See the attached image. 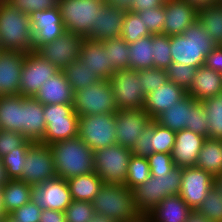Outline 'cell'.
I'll return each instance as SVG.
<instances>
[{"mask_svg":"<svg viewBox=\"0 0 222 222\" xmlns=\"http://www.w3.org/2000/svg\"><path fill=\"white\" fill-rule=\"evenodd\" d=\"M57 177L65 180L95 172L93 151L77 136L49 145Z\"/></svg>","mask_w":222,"mask_h":222,"instance_id":"cell-1","label":"cell"},{"mask_svg":"<svg viewBox=\"0 0 222 222\" xmlns=\"http://www.w3.org/2000/svg\"><path fill=\"white\" fill-rule=\"evenodd\" d=\"M170 46L172 63L198 68L217 45L197 20L183 34L170 36Z\"/></svg>","mask_w":222,"mask_h":222,"instance_id":"cell-2","label":"cell"},{"mask_svg":"<svg viewBox=\"0 0 222 222\" xmlns=\"http://www.w3.org/2000/svg\"><path fill=\"white\" fill-rule=\"evenodd\" d=\"M182 168L175 166L167 173H151L150 178L132 190L136 209L148 215L167 196L179 195Z\"/></svg>","mask_w":222,"mask_h":222,"instance_id":"cell-3","label":"cell"},{"mask_svg":"<svg viewBox=\"0 0 222 222\" xmlns=\"http://www.w3.org/2000/svg\"><path fill=\"white\" fill-rule=\"evenodd\" d=\"M0 45L2 50L29 53L34 50L29 16L0 0Z\"/></svg>","mask_w":222,"mask_h":222,"instance_id":"cell-4","label":"cell"},{"mask_svg":"<svg viewBox=\"0 0 222 222\" xmlns=\"http://www.w3.org/2000/svg\"><path fill=\"white\" fill-rule=\"evenodd\" d=\"M95 213L118 222H126L140 215L136 209L132 190L125 185L103 184L92 201Z\"/></svg>","mask_w":222,"mask_h":222,"instance_id":"cell-5","label":"cell"},{"mask_svg":"<svg viewBox=\"0 0 222 222\" xmlns=\"http://www.w3.org/2000/svg\"><path fill=\"white\" fill-rule=\"evenodd\" d=\"M104 4L102 0H58L57 7L65 30L88 39Z\"/></svg>","mask_w":222,"mask_h":222,"instance_id":"cell-6","label":"cell"},{"mask_svg":"<svg viewBox=\"0 0 222 222\" xmlns=\"http://www.w3.org/2000/svg\"><path fill=\"white\" fill-rule=\"evenodd\" d=\"M43 115L46 131L41 144L51 145L78 136L79 116L74 111L73 104H46Z\"/></svg>","mask_w":222,"mask_h":222,"instance_id":"cell-7","label":"cell"},{"mask_svg":"<svg viewBox=\"0 0 222 222\" xmlns=\"http://www.w3.org/2000/svg\"><path fill=\"white\" fill-rule=\"evenodd\" d=\"M131 155V149L117 143L97 149L93 151L95 173L104 184L124 185Z\"/></svg>","mask_w":222,"mask_h":222,"instance_id":"cell-8","label":"cell"},{"mask_svg":"<svg viewBox=\"0 0 222 222\" xmlns=\"http://www.w3.org/2000/svg\"><path fill=\"white\" fill-rule=\"evenodd\" d=\"M74 111L78 116L115 114L118 107L109 80H100L74 93Z\"/></svg>","mask_w":222,"mask_h":222,"instance_id":"cell-9","label":"cell"},{"mask_svg":"<svg viewBox=\"0 0 222 222\" xmlns=\"http://www.w3.org/2000/svg\"><path fill=\"white\" fill-rule=\"evenodd\" d=\"M78 137L92 151L116 144L115 114L79 116Z\"/></svg>","mask_w":222,"mask_h":222,"instance_id":"cell-10","label":"cell"},{"mask_svg":"<svg viewBox=\"0 0 222 222\" xmlns=\"http://www.w3.org/2000/svg\"><path fill=\"white\" fill-rule=\"evenodd\" d=\"M109 82L118 110L143 109L146 95L141 88L138 70H116Z\"/></svg>","mask_w":222,"mask_h":222,"instance_id":"cell-11","label":"cell"},{"mask_svg":"<svg viewBox=\"0 0 222 222\" xmlns=\"http://www.w3.org/2000/svg\"><path fill=\"white\" fill-rule=\"evenodd\" d=\"M59 70L36 51L26 53L22 67L19 95L34 97L44 82Z\"/></svg>","mask_w":222,"mask_h":222,"instance_id":"cell-12","label":"cell"},{"mask_svg":"<svg viewBox=\"0 0 222 222\" xmlns=\"http://www.w3.org/2000/svg\"><path fill=\"white\" fill-rule=\"evenodd\" d=\"M55 177L53 154L49 145L33 143L27 151L22 175L18 179L34 186Z\"/></svg>","mask_w":222,"mask_h":222,"instance_id":"cell-13","label":"cell"},{"mask_svg":"<svg viewBox=\"0 0 222 222\" xmlns=\"http://www.w3.org/2000/svg\"><path fill=\"white\" fill-rule=\"evenodd\" d=\"M83 37L65 31L53 42L41 45L36 52L53 64L59 71L79 58Z\"/></svg>","mask_w":222,"mask_h":222,"instance_id":"cell-14","label":"cell"},{"mask_svg":"<svg viewBox=\"0 0 222 222\" xmlns=\"http://www.w3.org/2000/svg\"><path fill=\"white\" fill-rule=\"evenodd\" d=\"M215 178L196 166L183 167L179 196L196 210L214 187Z\"/></svg>","mask_w":222,"mask_h":222,"instance_id":"cell-15","label":"cell"},{"mask_svg":"<svg viewBox=\"0 0 222 222\" xmlns=\"http://www.w3.org/2000/svg\"><path fill=\"white\" fill-rule=\"evenodd\" d=\"M152 121L151 116L143 109L118 110L115 113L117 144L132 149Z\"/></svg>","mask_w":222,"mask_h":222,"instance_id":"cell-16","label":"cell"},{"mask_svg":"<svg viewBox=\"0 0 222 222\" xmlns=\"http://www.w3.org/2000/svg\"><path fill=\"white\" fill-rule=\"evenodd\" d=\"M39 208L65 211L73 201L67 181L61 177L32 186L31 197Z\"/></svg>","mask_w":222,"mask_h":222,"instance_id":"cell-17","label":"cell"},{"mask_svg":"<svg viewBox=\"0 0 222 222\" xmlns=\"http://www.w3.org/2000/svg\"><path fill=\"white\" fill-rule=\"evenodd\" d=\"M29 20L33 35L34 51L41 45L53 42L66 31L58 7L35 11L29 15Z\"/></svg>","mask_w":222,"mask_h":222,"instance_id":"cell-18","label":"cell"},{"mask_svg":"<svg viewBox=\"0 0 222 222\" xmlns=\"http://www.w3.org/2000/svg\"><path fill=\"white\" fill-rule=\"evenodd\" d=\"M25 55L19 51H0V96L19 95Z\"/></svg>","mask_w":222,"mask_h":222,"instance_id":"cell-19","label":"cell"},{"mask_svg":"<svg viewBox=\"0 0 222 222\" xmlns=\"http://www.w3.org/2000/svg\"><path fill=\"white\" fill-rule=\"evenodd\" d=\"M165 22L163 34L180 35L198 20V10L185 0H165Z\"/></svg>","mask_w":222,"mask_h":222,"instance_id":"cell-20","label":"cell"},{"mask_svg":"<svg viewBox=\"0 0 222 222\" xmlns=\"http://www.w3.org/2000/svg\"><path fill=\"white\" fill-rule=\"evenodd\" d=\"M79 59L101 80H109L116 71L112 63H109L108 52L102 41L84 38L81 43Z\"/></svg>","mask_w":222,"mask_h":222,"instance_id":"cell-21","label":"cell"},{"mask_svg":"<svg viewBox=\"0 0 222 222\" xmlns=\"http://www.w3.org/2000/svg\"><path fill=\"white\" fill-rule=\"evenodd\" d=\"M205 139L206 137L187 129L176 132L171 152L175 166L181 168L195 166Z\"/></svg>","mask_w":222,"mask_h":222,"instance_id":"cell-22","label":"cell"},{"mask_svg":"<svg viewBox=\"0 0 222 222\" xmlns=\"http://www.w3.org/2000/svg\"><path fill=\"white\" fill-rule=\"evenodd\" d=\"M186 95L187 91L184 88L168 80L157 90L146 95L143 110L154 120Z\"/></svg>","mask_w":222,"mask_h":222,"instance_id":"cell-23","label":"cell"},{"mask_svg":"<svg viewBox=\"0 0 222 222\" xmlns=\"http://www.w3.org/2000/svg\"><path fill=\"white\" fill-rule=\"evenodd\" d=\"M44 105L34 97L23 96L22 134L33 142L40 143L46 131Z\"/></svg>","mask_w":222,"mask_h":222,"instance_id":"cell-24","label":"cell"},{"mask_svg":"<svg viewBox=\"0 0 222 222\" xmlns=\"http://www.w3.org/2000/svg\"><path fill=\"white\" fill-rule=\"evenodd\" d=\"M125 11L105 3L99 10L96 24L88 32V39L103 41L120 36Z\"/></svg>","mask_w":222,"mask_h":222,"instance_id":"cell-25","label":"cell"},{"mask_svg":"<svg viewBox=\"0 0 222 222\" xmlns=\"http://www.w3.org/2000/svg\"><path fill=\"white\" fill-rule=\"evenodd\" d=\"M43 105L73 104L74 91L63 71L44 82L34 96Z\"/></svg>","mask_w":222,"mask_h":222,"instance_id":"cell-26","label":"cell"},{"mask_svg":"<svg viewBox=\"0 0 222 222\" xmlns=\"http://www.w3.org/2000/svg\"><path fill=\"white\" fill-rule=\"evenodd\" d=\"M187 94L200 102L207 98L221 96L222 75L204 65L198 67Z\"/></svg>","mask_w":222,"mask_h":222,"instance_id":"cell-27","label":"cell"},{"mask_svg":"<svg viewBox=\"0 0 222 222\" xmlns=\"http://www.w3.org/2000/svg\"><path fill=\"white\" fill-rule=\"evenodd\" d=\"M198 102L187 94L182 100L157 116L154 121L174 132L181 131L187 127L191 109Z\"/></svg>","mask_w":222,"mask_h":222,"instance_id":"cell-28","label":"cell"},{"mask_svg":"<svg viewBox=\"0 0 222 222\" xmlns=\"http://www.w3.org/2000/svg\"><path fill=\"white\" fill-rule=\"evenodd\" d=\"M192 209L179 195L164 198L148 216L152 222H186Z\"/></svg>","mask_w":222,"mask_h":222,"instance_id":"cell-29","label":"cell"},{"mask_svg":"<svg viewBox=\"0 0 222 222\" xmlns=\"http://www.w3.org/2000/svg\"><path fill=\"white\" fill-rule=\"evenodd\" d=\"M23 96H0V130L22 134Z\"/></svg>","mask_w":222,"mask_h":222,"instance_id":"cell-30","label":"cell"},{"mask_svg":"<svg viewBox=\"0 0 222 222\" xmlns=\"http://www.w3.org/2000/svg\"><path fill=\"white\" fill-rule=\"evenodd\" d=\"M196 167L214 178L222 173V140L206 138L199 151Z\"/></svg>","mask_w":222,"mask_h":222,"instance_id":"cell-31","label":"cell"},{"mask_svg":"<svg viewBox=\"0 0 222 222\" xmlns=\"http://www.w3.org/2000/svg\"><path fill=\"white\" fill-rule=\"evenodd\" d=\"M73 200L92 202L100 188L103 180L95 173L82 174L66 180Z\"/></svg>","mask_w":222,"mask_h":222,"instance_id":"cell-32","label":"cell"},{"mask_svg":"<svg viewBox=\"0 0 222 222\" xmlns=\"http://www.w3.org/2000/svg\"><path fill=\"white\" fill-rule=\"evenodd\" d=\"M32 186L19 179H10L2 186L4 213H11L31 199Z\"/></svg>","mask_w":222,"mask_h":222,"instance_id":"cell-33","label":"cell"},{"mask_svg":"<svg viewBox=\"0 0 222 222\" xmlns=\"http://www.w3.org/2000/svg\"><path fill=\"white\" fill-rule=\"evenodd\" d=\"M129 49V68L134 70L154 68L152 35L144 36L129 44Z\"/></svg>","mask_w":222,"mask_h":222,"instance_id":"cell-34","label":"cell"},{"mask_svg":"<svg viewBox=\"0 0 222 222\" xmlns=\"http://www.w3.org/2000/svg\"><path fill=\"white\" fill-rule=\"evenodd\" d=\"M198 21L216 45H222V5L198 10Z\"/></svg>","mask_w":222,"mask_h":222,"instance_id":"cell-35","label":"cell"},{"mask_svg":"<svg viewBox=\"0 0 222 222\" xmlns=\"http://www.w3.org/2000/svg\"><path fill=\"white\" fill-rule=\"evenodd\" d=\"M74 93L92 84L98 83L101 79L97 77L87 66H84L79 58L63 70Z\"/></svg>","mask_w":222,"mask_h":222,"instance_id":"cell-36","label":"cell"},{"mask_svg":"<svg viewBox=\"0 0 222 222\" xmlns=\"http://www.w3.org/2000/svg\"><path fill=\"white\" fill-rule=\"evenodd\" d=\"M102 44L108 52L109 63L116 70L129 68L130 49L121 36L105 39Z\"/></svg>","mask_w":222,"mask_h":222,"instance_id":"cell-37","label":"cell"},{"mask_svg":"<svg viewBox=\"0 0 222 222\" xmlns=\"http://www.w3.org/2000/svg\"><path fill=\"white\" fill-rule=\"evenodd\" d=\"M148 35L153 34L148 31L143 19H141L139 14L132 11L126 12L123 18L122 30L120 34L125 42L129 45Z\"/></svg>","mask_w":222,"mask_h":222,"instance_id":"cell-38","label":"cell"},{"mask_svg":"<svg viewBox=\"0 0 222 222\" xmlns=\"http://www.w3.org/2000/svg\"><path fill=\"white\" fill-rule=\"evenodd\" d=\"M209 121L208 138L222 140V96L201 101Z\"/></svg>","mask_w":222,"mask_h":222,"instance_id":"cell-39","label":"cell"},{"mask_svg":"<svg viewBox=\"0 0 222 222\" xmlns=\"http://www.w3.org/2000/svg\"><path fill=\"white\" fill-rule=\"evenodd\" d=\"M151 176L147 158L131 155L127 168V177L124 185L133 189L141 183H145Z\"/></svg>","mask_w":222,"mask_h":222,"instance_id":"cell-40","label":"cell"},{"mask_svg":"<svg viewBox=\"0 0 222 222\" xmlns=\"http://www.w3.org/2000/svg\"><path fill=\"white\" fill-rule=\"evenodd\" d=\"M32 144L33 142L26 140L20 147L14 148L13 151L1 158L10 179H18L22 175L27 151Z\"/></svg>","mask_w":222,"mask_h":222,"instance_id":"cell-41","label":"cell"},{"mask_svg":"<svg viewBox=\"0 0 222 222\" xmlns=\"http://www.w3.org/2000/svg\"><path fill=\"white\" fill-rule=\"evenodd\" d=\"M154 68L167 69L172 64L170 36L152 35Z\"/></svg>","mask_w":222,"mask_h":222,"instance_id":"cell-42","label":"cell"},{"mask_svg":"<svg viewBox=\"0 0 222 222\" xmlns=\"http://www.w3.org/2000/svg\"><path fill=\"white\" fill-rule=\"evenodd\" d=\"M196 210L209 221L222 222V194L216 186L211 189Z\"/></svg>","mask_w":222,"mask_h":222,"instance_id":"cell-43","label":"cell"},{"mask_svg":"<svg viewBox=\"0 0 222 222\" xmlns=\"http://www.w3.org/2000/svg\"><path fill=\"white\" fill-rule=\"evenodd\" d=\"M176 132L159 125L153 120V153H171L175 143Z\"/></svg>","mask_w":222,"mask_h":222,"instance_id":"cell-44","label":"cell"},{"mask_svg":"<svg viewBox=\"0 0 222 222\" xmlns=\"http://www.w3.org/2000/svg\"><path fill=\"white\" fill-rule=\"evenodd\" d=\"M138 76L141 82V88L145 95L157 90L160 86L168 81V76L165 69L152 68L138 70Z\"/></svg>","mask_w":222,"mask_h":222,"instance_id":"cell-45","label":"cell"},{"mask_svg":"<svg viewBox=\"0 0 222 222\" xmlns=\"http://www.w3.org/2000/svg\"><path fill=\"white\" fill-rule=\"evenodd\" d=\"M197 68L181 63H172L167 69L168 80L186 91L191 87L192 80Z\"/></svg>","mask_w":222,"mask_h":222,"instance_id":"cell-46","label":"cell"},{"mask_svg":"<svg viewBox=\"0 0 222 222\" xmlns=\"http://www.w3.org/2000/svg\"><path fill=\"white\" fill-rule=\"evenodd\" d=\"M66 222H89L95 211L92 202L73 200L65 209Z\"/></svg>","mask_w":222,"mask_h":222,"instance_id":"cell-47","label":"cell"},{"mask_svg":"<svg viewBox=\"0 0 222 222\" xmlns=\"http://www.w3.org/2000/svg\"><path fill=\"white\" fill-rule=\"evenodd\" d=\"M138 14L151 34H163L166 19L164 4L152 9H145L138 12Z\"/></svg>","mask_w":222,"mask_h":222,"instance_id":"cell-48","label":"cell"},{"mask_svg":"<svg viewBox=\"0 0 222 222\" xmlns=\"http://www.w3.org/2000/svg\"><path fill=\"white\" fill-rule=\"evenodd\" d=\"M187 130H191L198 133L206 138H208L209 132V121L206 110L202 102H198L192 109L190 113L189 123H187Z\"/></svg>","mask_w":222,"mask_h":222,"instance_id":"cell-49","label":"cell"},{"mask_svg":"<svg viewBox=\"0 0 222 222\" xmlns=\"http://www.w3.org/2000/svg\"><path fill=\"white\" fill-rule=\"evenodd\" d=\"M42 209L37 206L35 202L31 200L15 209L11 213L5 214V217L10 222H39Z\"/></svg>","mask_w":222,"mask_h":222,"instance_id":"cell-50","label":"cell"},{"mask_svg":"<svg viewBox=\"0 0 222 222\" xmlns=\"http://www.w3.org/2000/svg\"><path fill=\"white\" fill-rule=\"evenodd\" d=\"M18 11L31 15L35 11H43L57 7L58 0H4Z\"/></svg>","mask_w":222,"mask_h":222,"instance_id":"cell-51","label":"cell"},{"mask_svg":"<svg viewBox=\"0 0 222 222\" xmlns=\"http://www.w3.org/2000/svg\"><path fill=\"white\" fill-rule=\"evenodd\" d=\"M27 139L23 134L8 130H0V158L20 147Z\"/></svg>","mask_w":222,"mask_h":222,"instance_id":"cell-52","label":"cell"},{"mask_svg":"<svg viewBox=\"0 0 222 222\" xmlns=\"http://www.w3.org/2000/svg\"><path fill=\"white\" fill-rule=\"evenodd\" d=\"M147 161L151 173H167L175 167L171 153H152Z\"/></svg>","mask_w":222,"mask_h":222,"instance_id":"cell-53","label":"cell"},{"mask_svg":"<svg viewBox=\"0 0 222 222\" xmlns=\"http://www.w3.org/2000/svg\"><path fill=\"white\" fill-rule=\"evenodd\" d=\"M153 138V121L148 126V128L139 136L138 140L135 142L131 152L134 156L145 157L153 153L152 147Z\"/></svg>","mask_w":222,"mask_h":222,"instance_id":"cell-54","label":"cell"},{"mask_svg":"<svg viewBox=\"0 0 222 222\" xmlns=\"http://www.w3.org/2000/svg\"><path fill=\"white\" fill-rule=\"evenodd\" d=\"M204 66L222 75V45H217L206 57Z\"/></svg>","mask_w":222,"mask_h":222,"instance_id":"cell-55","label":"cell"},{"mask_svg":"<svg viewBox=\"0 0 222 222\" xmlns=\"http://www.w3.org/2000/svg\"><path fill=\"white\" fill-rule=\"evenodd\" d=\"M39 222H66L65 212L51 209H43Z\"/></svg>","mask_w":222,"mask_h":222,"instance_id":"cell-56","label":"cell"},{"mask_svg":"<svg viewBox=\"0 0 222 222\" xmlns=\"http://www.w3.org/2000/svg\"><path fill=\"white\" fill-rule=\"evenodd\" d=\"M165 3V0H134L132 4V12H140L145 9H152L155 7L162 6Z\"/></svg>","mask_w":222,"mask_h":222,"instance_id":"cell-57","label":"cell"},{"mask_svg":"<svg viewBox=\"0 0 222 222\" xmlns=\"http://www.w3.org/2000/svg\"><path fill=\"white\" fill-rule=\"evenodd\" d=\"M134 0H108L110 6L116 7L118 10L128 12L132 9Z\"/></svg>","mask_w":222,"mask_h":222,"instance_id":"cell-58","label":"cell"},{"mask_svg":"<svg viewBox=\"0 0 222 222\" xmlns=\"http://www.w3.org/2000/svg\"><path fill=\"white\" fill-rule=\"evenodd\" d=\"M185 1L190 3L197 10L219 4L218 0H185Z\"/></svg>","mask_w":222,"mask_h":222,"instance_id":"cell-59","label":"cell"},{"mask_svg":"<svg viewBox=\"0 0 222 222\" xmlns=\"http://www.w3.org/2000/svg\"><path fill=\"white\" fill-rule=\"evenodd\" d=\"M186 222H212V221H209L204 215L200 214L197 210H192L189 213Z\"/></svg>","mask_w":222,"mask_h":222,"instance_id":"cell-60","label":"cell"},{"mask_svg":"<svg viewBox=\"0 0 222 222\" xmlns=\"http://www.w3.org/2000/svg\"><path fill=\"white\" fill-rule=\"evenodd\" d=\"M10 178L7 175L6 168L2 163V159L0 158V187L6 184Z\"/></svg>","mask_w":222,"mask_h":222,"instance_id":"cell-61","label":"cell"},{"mask_svg":"<svg viewBox=\"0 0 222 222\" xmlns=\"http://www.w3.org/2000/svg\"><path fill=\"white\" fill-rule=\"evenodd\" d=\"M89 222H118V221L108 218L102 214L95 213Z\"/></svg>","mask_w":222,"mask_h":222,"instance_id":"cell-62","label":"cell"},{"mask_svg":"<svg viewBox=\"0 0 222 222\" xmlns=\"http://www.w3.org/2000/svg\"><path fill=\"white\" fill-rule=\"evenodd\" d=\"M126 222H152L148 215L140 214L135 219Z\"/></svg>","mask_w":222,"mask_h":222,"instance_id":"cell-63","label":"cell"},{"mask_svg":"<svg viewBox=\"0 0 222 222\" xmlns=\"http://www.w3.org/2000/svg\"><path fill=\"white\" fill-rule=\"evenodd\" d=\"M214 186H216L218 188V190L222 194V173L215 177V184H214Z\"/></svg>","mask_w":222,"mask_h":222,"instance_id":"cell-64","label":"cell"},{"mask_svg":"<svg viewBox=\"0 0 222 222\" xmlns=\"http://www.w3.org/2000/svg\"><path fill=\"white\" fill-rule=\"evenodd\" d=\"M0 214L4 217V205H3V197H2V187H0Z\"/></svg>","mask_w":222,"mask_h":222,"instance_id":"cell-65","label":"cell"},{"mask_svg":"<svg viewBox=\"0 0 222 222\" xmlns=\"http://www.w3.org/2000/svg\"><path fill=\"white\" fill-rule=\"evenodd\" d=\"M4 222H10L5 216L3 217Z\"/></svg>","mask_w":222,"mask_h":222,"instance_id":"cell-66","label":"cell"},{"mask_svg":"<svg viewBox=\"0 0 222 222\" xmlns=\"http://www.w3.org/2000/svg\"><path fill=\"white\" fill-rule=\"evenodd\" d=\"M3 221V216L0 214V222Z\"/></svg>","mask_w":222,"mask_h":222,"instance_id":"cell-67","label":"cell"},{"mask_svg":"<svg viewBox=\"0 0 222 222\" xmlns=\"http://www.w3.org/2000/svg\"><path fill=\"white\" fill-rule=\"evenodd\" d=\"M218 3L222 5V0H218Z\"/></svg>","mask_w":222,"mask_h":222,"instance_id":"cell-68","label":"cell"}]
</instances>
